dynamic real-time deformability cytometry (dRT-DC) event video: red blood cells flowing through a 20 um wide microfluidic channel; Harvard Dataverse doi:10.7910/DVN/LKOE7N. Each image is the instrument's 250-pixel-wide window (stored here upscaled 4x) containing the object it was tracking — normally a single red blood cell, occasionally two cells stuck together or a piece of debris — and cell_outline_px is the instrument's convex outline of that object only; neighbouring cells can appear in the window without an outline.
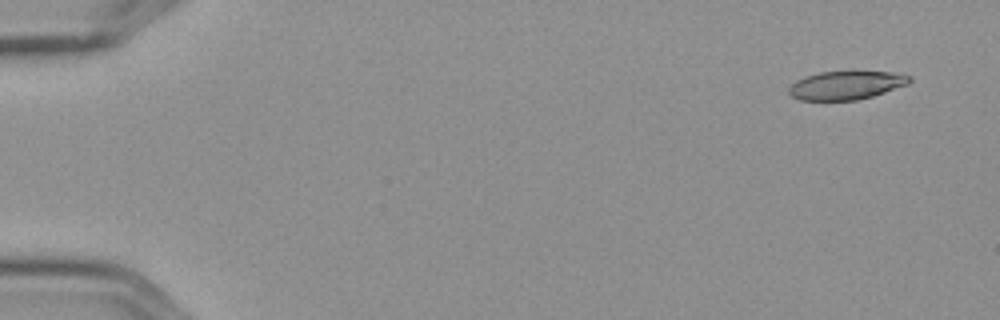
{"species": "Egyptian fruit bat (a non-hibernating species)", "species_latin": "Rousettus aegyptiacus", "temperature_condition": "cold", "stored_images_in_passage": 5, "camera_frame_rate_fps": 3000, "um_per_image_px": 0.085, "frame": {"image": 1, "passage_image": 2, "time_ms": 0.333, "image_size_px": [1000, 320], "cell_outline_px": [[912, 80], [908, 84], [872, 96], [856, 100], [800, 100], [792, 96], [788, 92], [788, 88], [796, 80], [804, 76], [820, 72], [852, 68], [892, 72], [912, 76]], "centroid_in_image_um": [71.94, 7.18], "position_along_channel_um": 13.1, "area_um2": 20.92}}